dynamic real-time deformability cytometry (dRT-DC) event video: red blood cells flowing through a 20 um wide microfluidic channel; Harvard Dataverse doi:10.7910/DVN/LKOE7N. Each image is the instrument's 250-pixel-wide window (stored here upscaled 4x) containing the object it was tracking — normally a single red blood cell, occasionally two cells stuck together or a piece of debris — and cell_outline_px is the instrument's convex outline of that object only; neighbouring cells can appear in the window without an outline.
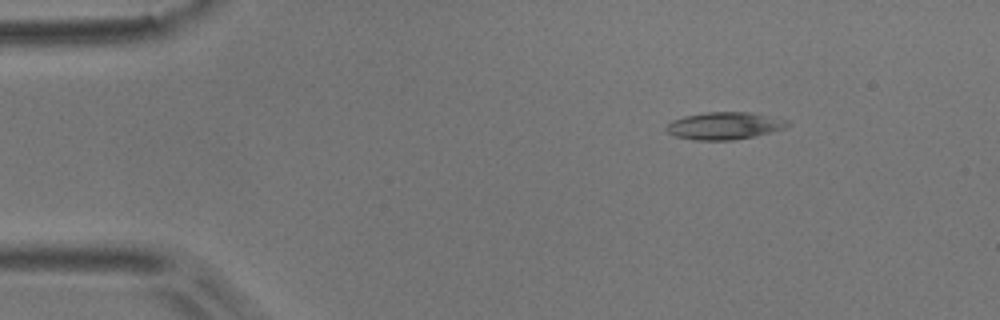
{"species": "common noctule bat (a hibernating species)", "species_latin": "Nyctalus noctula", "temperature_condition": "room temperature", "stored_images_in_passage": 4, "camera_frame_rate_fps": 3000, "um_per_image_px": 0.085, "animal": {"sex": "male", "body_mass_g": 17.9}, "frame": {"image": 1, "passage_image": 1, "time_ms": 0.0, "image_size_px": [1000, 320], "cell_outline_px": [[792, 124], [784, 128], [752, 136], [732, 140], [696, 140], [672, 136], [664, 128], [672, 120], [684, 116], [708, 112], [752, 112], [788, 120]], "centroid_in_image_um": [61.55, 10.68], "position_along_channel_um": 23.5, "area_um2": 19.25}}
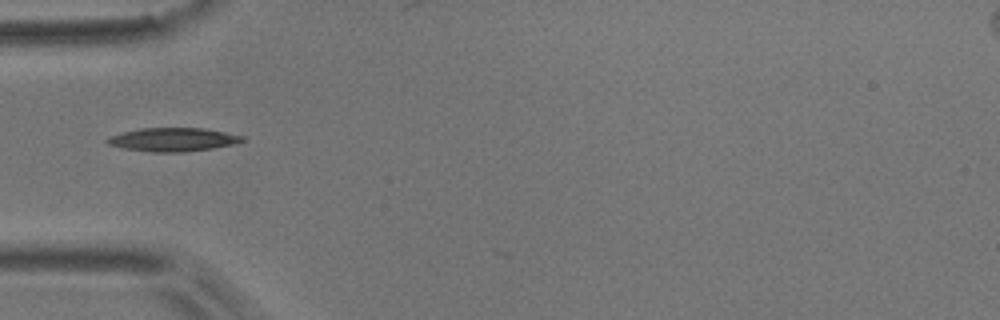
{"frame": {"image": 2, "passage_image": 4, "time_ms": 1.0, "image_size_px": [1000, 320], "cell_outline_px": [[244, 140], [236, 144], [212, 148], [184, 152], [152, 152], [124, 148], [108, 144], [104, 140], [112, 136], [124, 132], [140, 128], [204, 128], [244, 136]], "centroid_in_image_um": [14.73, 11.86], "position_along_channel_um": 70.3, "area_um2": 18.38}}